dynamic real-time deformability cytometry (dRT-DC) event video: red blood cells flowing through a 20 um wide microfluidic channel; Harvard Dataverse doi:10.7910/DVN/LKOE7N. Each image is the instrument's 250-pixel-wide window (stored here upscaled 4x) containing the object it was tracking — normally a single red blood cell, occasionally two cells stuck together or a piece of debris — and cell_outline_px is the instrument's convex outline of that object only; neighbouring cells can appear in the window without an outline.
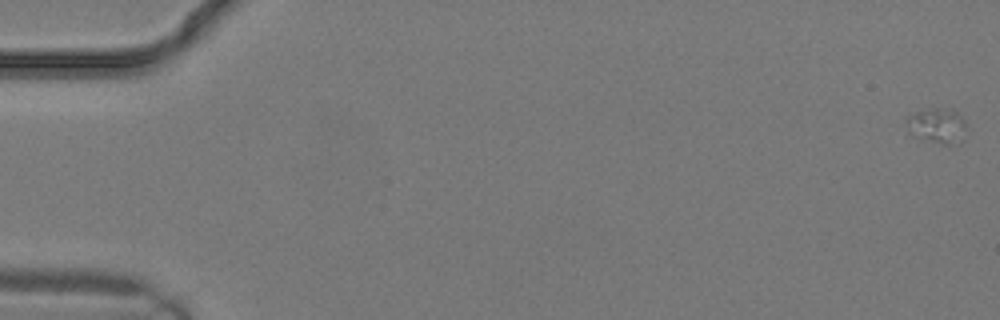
{"species": "common noctule bat (a hibernating species)", "species_latin": "Nyctalus noctula", "temperature_condition": "warm", "stored_images_in_passage": 12, "camera_frame_rate_fps": 3000, "um_per_image_px": 0.085, "animal": {"sex": "male", "body_mass_g": 19.2, "forearm_length_mm": 51.8}, "frame": {"image": 1, "passage_image": 1, "time_ms": 0.0, "image_size_px": [1000, 320], "cell_outline_px": [[964, 128], [948, 144], [944, 144], [916, 136], [908, 132], [904, 120], [908, 116], [916, 112], [928, 108], [952, 108], [964, 120]], "centroid_in_image_um": [79.51, 10.58], "position_along_channel_um": 5.5, "area_um2": 11.44}}
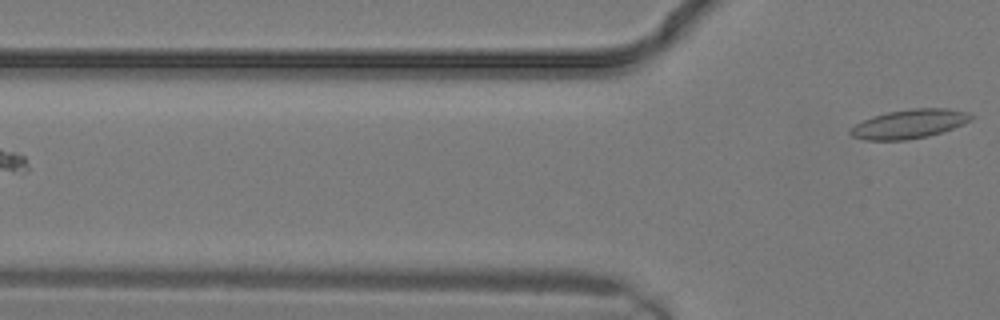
{"frame": {"image": 2, "passage_image": 12, "time_ms": 3.667, "image_size_px": [1000, 320], "cell_outline_px": [[976, 116], [972, 120], [952, 128], [928, 136], [904, 140], [864, 140], [852, 136], [848, 132], [856, 124], [872, 116], [888, 112], [912, 108], [948, 108], [968, 112]], "centroid_in_image_um": [77.31, 10.52], "position_along_channel_um": 48.5, "area_um2": 20.35}}